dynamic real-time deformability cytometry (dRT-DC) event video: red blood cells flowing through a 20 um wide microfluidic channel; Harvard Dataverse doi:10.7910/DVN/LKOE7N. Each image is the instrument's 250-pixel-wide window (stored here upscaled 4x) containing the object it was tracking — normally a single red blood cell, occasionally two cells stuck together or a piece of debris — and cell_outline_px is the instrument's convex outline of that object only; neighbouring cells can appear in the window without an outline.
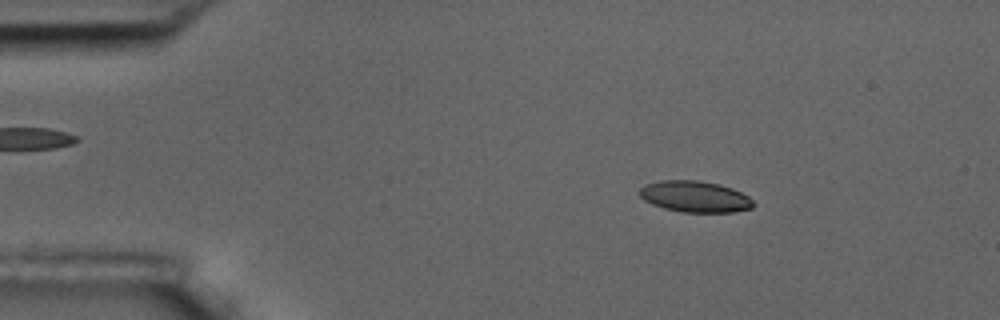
{"species": "common noctule bat (a hibernating species)", "species_latin": "Nyctalus noctula", "temperature_condition": "room temperature", "stored_images_in_passage": 6, "camera_frame_rate_fps": 3000, "um_per_image_px": 0.085, "animal": {"sex": "male", "body_mass_g": 17.5, "forearm_length_mm": 52.3}, "frame": {"image": 1, "passage_image": 2, "time_ms": 1.0, "image_size_px": [1000, 320], "cell_outline_px": [[756, 204], [752, 208], [732, 212], [684, 212], [664, 208], [652, 204], [644, 200], [640, 196], [640, 188], [644, 184], [660, 180], [696, 180], [720, 184], [732, 188], [748, 196]], "centroid_in_image_um": [59.07, 16.7], "position_along_channel_um": 25.9, "area_um2": 20.75}}
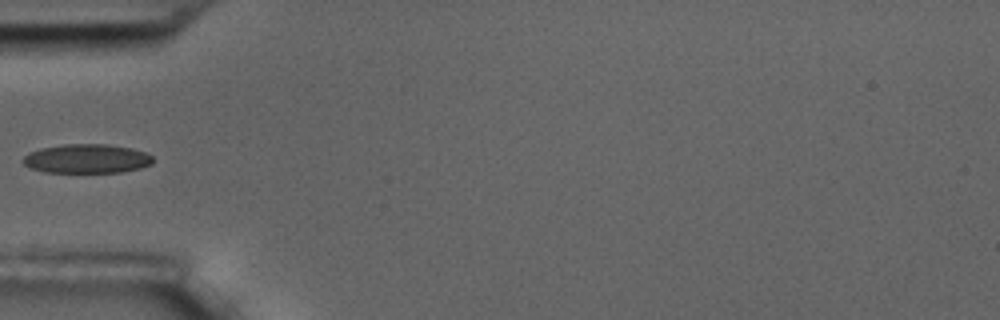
{"frame": {"image": 2, "passage_image": 4, "time_ms": 4.333, "image_size_px": [1000, 320], "cell_outline_px": [[152, 164], [140, 168], [120, 172], [44, 172], [32, 168], [24, 164], [20, 160], [28, 152], [40, 148], [64, 144], [104, 144], [132, 148], [144, 152], [152, 156]], "centroid_in_image_um": [7.34, 13.48], "position_along_channel_um": 77.7, "area_um2": 22.02}}